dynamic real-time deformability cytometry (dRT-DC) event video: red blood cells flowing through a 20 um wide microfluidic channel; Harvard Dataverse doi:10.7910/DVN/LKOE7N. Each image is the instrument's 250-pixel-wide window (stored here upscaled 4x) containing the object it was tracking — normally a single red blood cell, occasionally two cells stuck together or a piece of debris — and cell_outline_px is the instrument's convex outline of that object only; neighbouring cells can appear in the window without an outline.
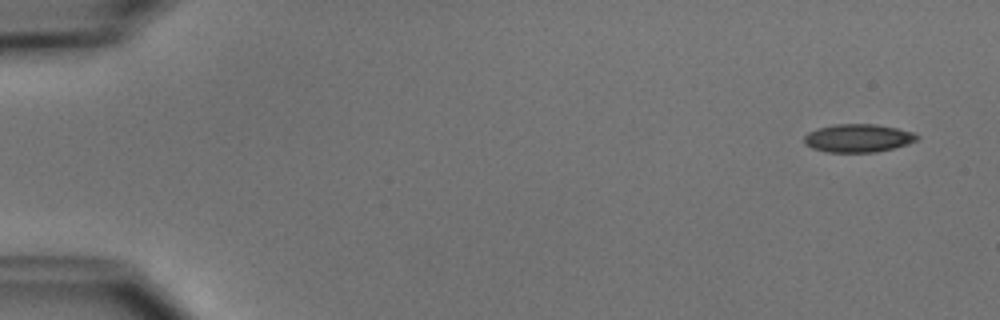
{"species": "common noctule bat (a hibernating species)", "species_latin": "Nyctalus noctula", "temperature_condition": "cold", "stored_images_in_passage": 4, "camera_frame_rate_fps": 3000, "um_per_image_px": 0.085, "animal": {"sex": "male", "body_mass_g": 15.6}, "frame": {"image": 1, "passage_image": 1, "time_ms": 0.0, "image_size_px": [1000, 320], "cell_outline_px": [[920, 136], [916, 140], [908, 144], [876, 152], [828, 152], [812, 148], [804, 144], [804, 136], [808, 132], [816, 128], [836, 124], [872, 124], [896, 128], [912, 132]], "centroid_in_image_um": [72.9, 11.74], "position_along_channel_um": 12.1, "area_um2": 18.44}}
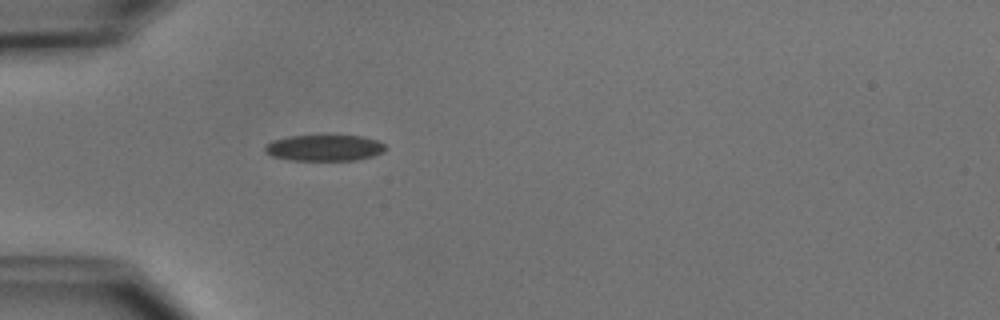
{"frame": {"image": 2, "passage_image": 4, "time_ms": 4.333, "image_size_px": [1000, 320], "cell_outline_px": [[388, 148], [384, 152], [372, 156], [356, 160], [288, 160], [272, 156], [264, 152], [264, 144], [272, 140], [288, 136], [328, 132], [364, 136], [376, 140], [384, 144]], "centroid_in_image_um": [27.56, 12.51], "position_along_channel_um": 57.4, "area_um2": 19.59}}